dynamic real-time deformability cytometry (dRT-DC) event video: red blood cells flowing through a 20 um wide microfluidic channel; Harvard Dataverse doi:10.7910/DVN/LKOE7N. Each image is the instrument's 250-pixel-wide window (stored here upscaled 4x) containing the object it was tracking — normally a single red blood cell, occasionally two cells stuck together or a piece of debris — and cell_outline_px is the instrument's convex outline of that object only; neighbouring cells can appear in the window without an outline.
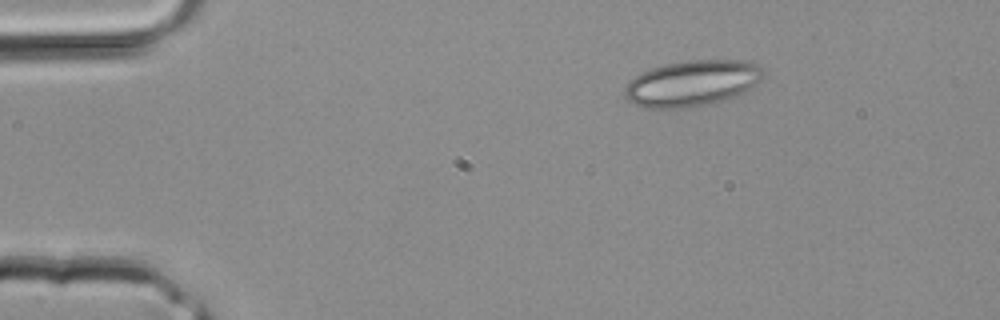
{"species": "common noctule bat (a hibernating species)", "species_latin": "Nyctalus noctula", "temperature_condition": "room temperature", "stored_images_in_passage": 3, "segment_of_instrument_passage": [1, 2], "camera_frame_rate_fps": 3000, "um_per_image_px": 0.085, "animal": {"sex": "male", "body_mass_g": 20.4}, "frame": {"image": 1, "passage_image": 1, "time_ms": 0.0, "image_size_px": [1000, 320], "cell_outline_px": [[764, 80], [744, 92], [736, 96], [704, 104], [684, 108], [648, 108], [636, 104], [628, 100], [624, 96], [624, 88], [628, 80], [652, 68], [664, 64], [684, 60], [752, 60], [764, 72]], "centroid_in_image_um": [58.85, 7.05], "position_along_channel_um": 26.1, "area_um2": 37.17}}